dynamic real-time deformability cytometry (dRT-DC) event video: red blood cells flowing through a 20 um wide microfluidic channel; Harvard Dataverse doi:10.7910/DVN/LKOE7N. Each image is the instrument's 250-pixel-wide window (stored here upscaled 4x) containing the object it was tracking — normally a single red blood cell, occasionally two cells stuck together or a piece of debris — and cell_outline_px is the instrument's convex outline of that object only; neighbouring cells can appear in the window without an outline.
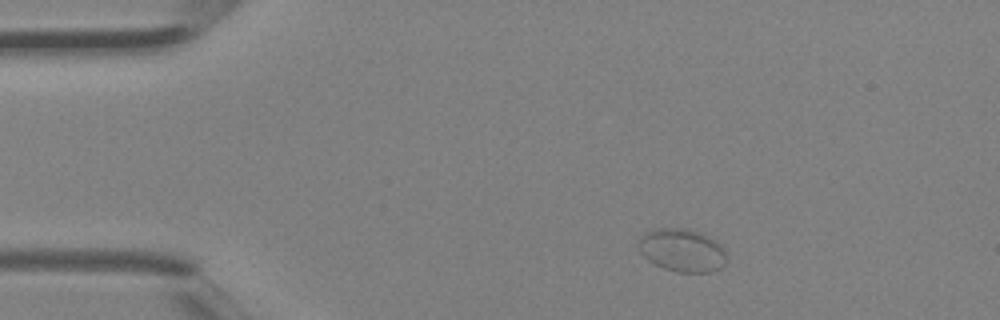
{"species": "Egyptian fruit bat (a non-hibernating species)", "species_latin": "Rousettus aegyptiacus", "temperature_condition": "room temperature", "stored_images_in_passage": 2, "camera_frame_rate_fps": 3000, "um_per_image_px": 0.085, "animal": {"sex": "female"}, "frame": {"image": 1, "passage_image": 1, "time_ms": 0.0, "image_size_px": [1000, 320], "cell_outline_px": [[728, 256], [724, 264], [720, 268], [712, 272], [676, 272], [664, 268], [648, 260], [640, 252], [640, 236], [644, 232], [652, 228], [688, 228], [708, 236], [716, 240], [724, 248]], "centroid_in_image_um": [58.0, 21.26], "position_along_channel_um": 27.0, "area_um2": 22.25}}